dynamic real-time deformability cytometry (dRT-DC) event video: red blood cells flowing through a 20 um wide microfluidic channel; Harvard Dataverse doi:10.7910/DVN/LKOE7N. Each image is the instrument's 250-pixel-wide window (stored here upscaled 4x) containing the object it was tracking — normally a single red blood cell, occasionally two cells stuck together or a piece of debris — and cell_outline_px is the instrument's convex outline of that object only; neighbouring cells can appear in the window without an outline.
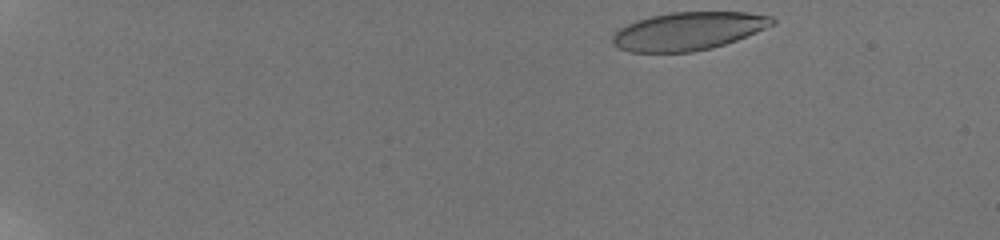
{"species": "human", "species_latin": "Homo sapiens", "temperature_condition": "room temperature", "stored_images_in_passage": 14, "camera_frame_rate_fps": 3000, "um_per_image_px": 0.085, "donor": {"sex": "male"}, "frame": {"image": 1, "passage_image": 1, "time_ms": 0.0, "image_size_px": [1000, 240], "cell_outline_px": [[776, 24], [736, 40], [712, 48], [692, 52], [628, 52], [616, 48], [612, 44], [612, 36], [620, 28], [628, 24], [652, 16], [672, 12], [748, 12], [772, 16], [776, 20]], "centroid_in_image_um": [58.52, 2.65], "position_along_channel_um": 26.5, "area_um2": 35.43}}
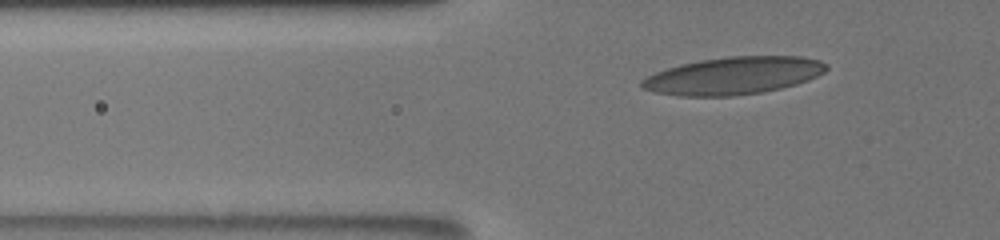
{"frame": {"image": 2, "passage_image": 11, "time_ms": 4.333, "image_size_px": [1000, 240], "cell_outline_px": [[828, 68], [824, 72], [808, 80], [796, 84], [764, 92], [732, 96], [680, 96], [656, 92], [640, 88], [640, 80], [656, 72], [668, 68], [700, 60], [728, 56], [800, 56], [820, 60], [828, 64]], "centroid_in_image_um": [62.36, 6.43], "position_along_channel_um": 63.4, "area_um2": 40.29}}
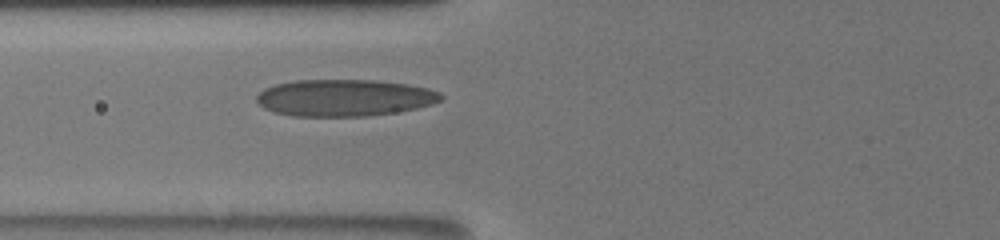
{"frame": {"image": 3, "passage_image": 14, "time_ms": 5.667, "image_size_px": [1000, 240], "cell_outline_px": [[444, 96], [440, 100], [432, 104], [416, 108], [396, 112], [368, 116], [292, 116], [272, 112], [264, 108], [256, 100], [256, 96], [264, 88], [276, 84], [296, 80], [376, 80], [408, 84], [428, 88], [440, 92]], "centroid_in_image_um": [29.27, 8.31], "position_along_channel_um": 96.5, "area_um2": 39.71}}